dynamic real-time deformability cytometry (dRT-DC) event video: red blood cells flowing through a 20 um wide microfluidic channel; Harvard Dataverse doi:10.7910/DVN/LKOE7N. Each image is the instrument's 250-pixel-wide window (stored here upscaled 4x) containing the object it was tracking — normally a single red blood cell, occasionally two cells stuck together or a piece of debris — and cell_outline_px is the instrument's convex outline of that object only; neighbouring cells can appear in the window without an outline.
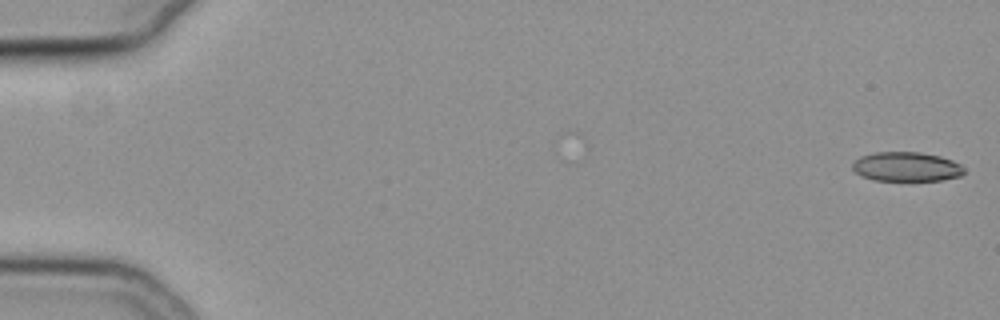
{"species": "common noctule bat (a hibernating species)", "species_latin": "Nyctalus noctula", "temperature_condition": "cold", "stored_images_in_passage": 55, "camera_frame_rate_fps": 3000, "um_per_image_px": 0.085, "animal": {"sex": "female", "body_mass_g": 19.3, "forearm_length_mm": 54.1}, "frame": {"image": 1, "passage_image": 1, "time_ms": 0.0, "image_size_px": [1000, 320], "cell_outline_px": [[964, 172], [960, 176], [940, 180], [872, 180], [860, 176], [852, 168], [852, 164], [860, 156], [876, 152], [920, 152], [940, 156], [952, 160], [960, 164], [964, 168]], "centroid_in_image_um": [77.03, 14.17], "position_along_channel_um": 8.0, "area_um2": 19.07}}
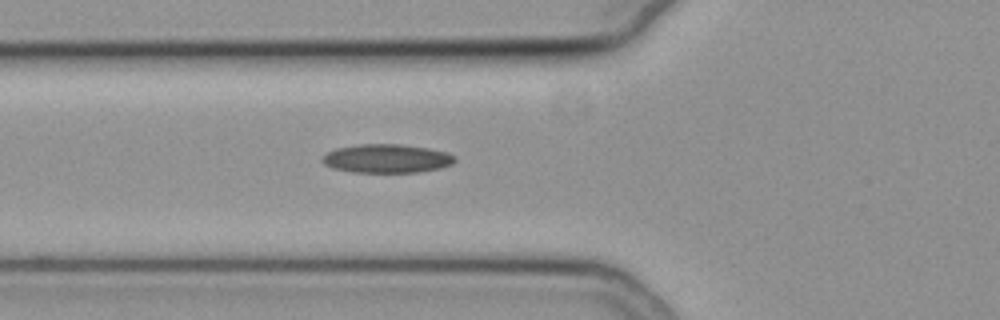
{"frame": {"image": 2, "passage_image": 21, "time_ms": 6.667, "image_size_px": [1000, 320], "cell_outline_px": [[456, 160], [452, 164], [440, 168], [416, 172], [352, 172], [332, 168], [324, 164], [320, 160], [328, 152], [336, 148], [360, 144], [400, 144], [428, 148], [448, 152], [456, 156]], "centroid_in_image_um": [32.88, 13.47], "position_along_channel_um": 92.9, "area_um2": 22.2}}
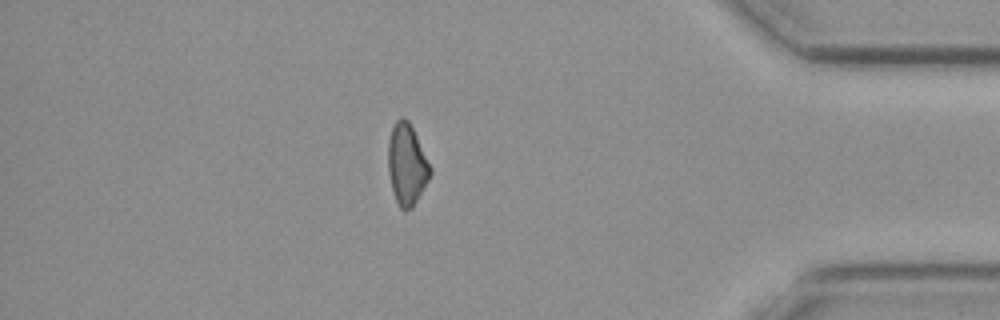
{"frame": {"image": 3, "passage_image": 48, "time_ms": 15.667, "image_size_px": [1000, 320], "cell_outline_px": [[432, 172], [428, 180], [412, 208], [404, 212], [400, 208], [396, 200], [392, 188], [388, 172], [388, 140], [392, 128], [396, 120], [400, 116], [404, 116], [408, 120], [432, 168]], "centroid_in_image_um": [34.57, 13.97], "position_along_channel_um": 400.6, "area_um2": 19.83}}